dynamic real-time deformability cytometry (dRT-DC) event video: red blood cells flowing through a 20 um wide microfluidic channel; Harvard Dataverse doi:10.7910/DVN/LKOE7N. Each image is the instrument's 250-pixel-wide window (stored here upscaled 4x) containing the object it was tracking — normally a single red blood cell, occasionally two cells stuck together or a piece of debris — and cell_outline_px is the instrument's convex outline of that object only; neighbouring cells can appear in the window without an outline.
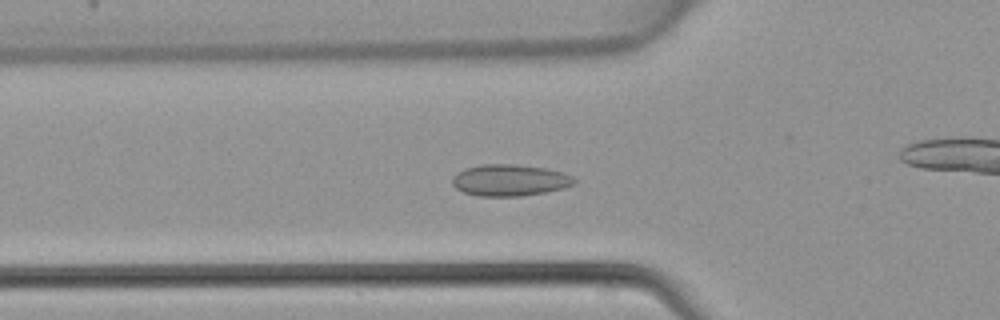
{"species": "common noctule bat (a hibernating species)", "species_latin": "Nyctalus noctula", "temperature_condition": "warm", "stored_images_in_passage": 41, "camera_frame_rate_fps": 3000, "um_per_image_px": 0.085, "animal": {"sex": "female", "body_mass_g": 22.7, "forearm_length_mm": 54.2}, "frame": {"image": 1, "passage_image": 10, "time_ms": 3.0, "image_size_px": [1000, 320], "cell_outline_px": [[576, 184], [564, 188], [544, 192], [520, 196], [476, 196], [464, 192], [456, 188], [452, 184], [452, 176], [456, 172], [464, 168], [480, 164], [516, 164], [544, 168], [560, 172], [572, 176], [576, 180]], "centroid_in_image_um": [43.29, 15.31], "position_along_channel_um": 82.5, "area_um2": 22.54}}
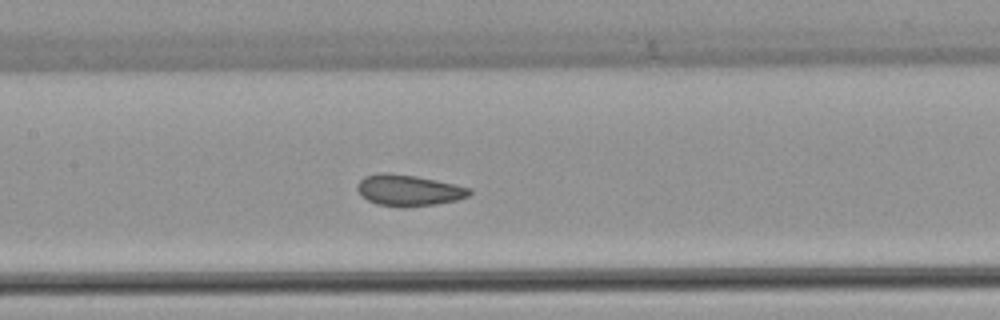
{"frame": {"image": 2, "passage_image": 16, "time_ms": 5.0, "image_size_px": [1000, 320], "cell_outline_px": [[472, 192], [468, 196], [456, 200], [436, 204], [404, 208], [400, 208], [376, 204], [360, 196], [356, 188], [356, 184], [364, 176], [380, 172], [388, 172], [416, 176], [456, 184], [472, 188]], "centroid_in_image_um": [34.7, 16.18], "position_along_channel_um": 172.7, "area_um2": 20.81}}
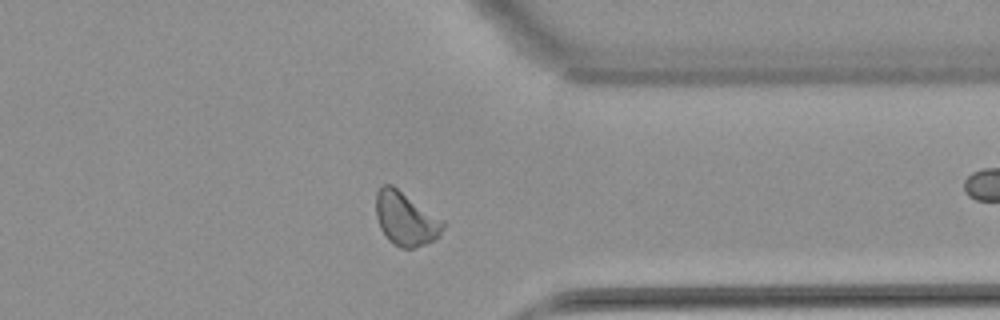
{"frame": {"image": 3, "passage_image": 30, "time_ms": 9.667, "image_size_px": [1000, 320], "cell_outline_px": [[444, 228], [432, 240], [424, 244], [412, 248], [400, 248], [388, 240], [380, 228], [376, 216], [376, 192], [384, 184], [392, 184], [444, 220]], "centroid_in_image_um": [34.45, 18.58], "position_along_channel_um": 376.9, "area_um2": 20.81}}